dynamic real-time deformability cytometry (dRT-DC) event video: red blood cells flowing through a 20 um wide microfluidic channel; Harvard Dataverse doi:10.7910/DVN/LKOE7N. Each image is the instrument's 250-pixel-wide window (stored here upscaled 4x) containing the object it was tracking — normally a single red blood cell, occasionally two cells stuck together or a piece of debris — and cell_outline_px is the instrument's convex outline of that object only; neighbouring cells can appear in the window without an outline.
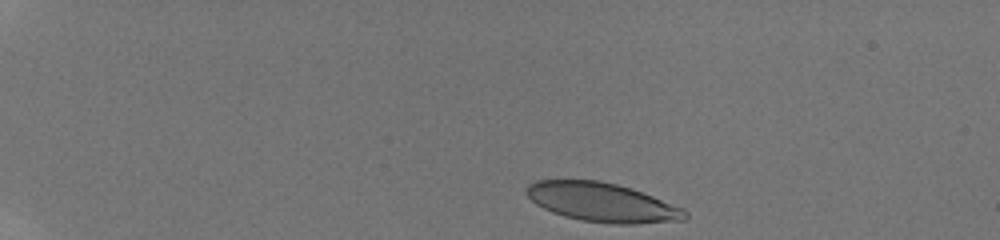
{"species": "human", "species_latin": "Homo sapiens", "temperature_condition": "room temperature", "stored_images_in_passage": 34, "camera_frame_rate_fps": 3000, "um_per_image_px": 0.085, "donor": {"sex": "male"}, "frame": {"image": 1, "passage_image": 1, "time_ms": 0.0, "image_size_px": [1000, 240], "cell_outline_px": [[688, 216], [684, 220], [636, 224], [616, 224], [580, 220], [564, 216], [552, 212], [536, 204], [524, 192], [524, 188], [528, 184], [536, 180], [600, 180], [632, 188], [684, 208], [688, 212]], "centroid_in_image_um": [51.18, 17.19], "position_along_channel_um": 33.8, "area_um2": 36.24}}
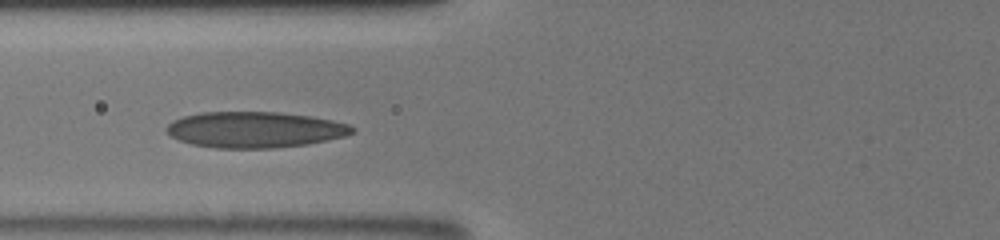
{"frame": {"image": 2, "passage_image": 17, "time_ms": 4.333, "image_size_px": [1000, 240], "cell_outline_px": [[356, 132], [344, 136], [308, 144], [276, 148], [216, 148], [192, 144], [180, 140], [172, 136], [168, 132], [168, 124], [172, 120], [184, 116], [200, 112], [280, 112], [312, 116], [332, 120], [348, 124], [356, 128]], "centroid_in_image_um": [21.7, 11.02], "position_along_channel_um": 104.1, "area_um2": 38.96}}
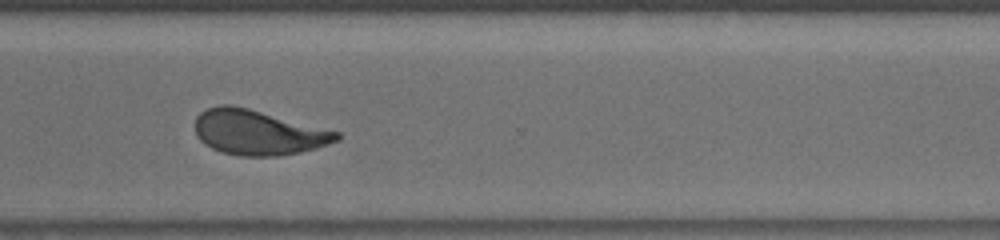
{"frame": {"image": 3, "passage_image": 33, "time_ms": 10.333, "image_size_px": [1000, 240], "cell_outline_px": [[340, 140], [316, 148], [300, 152], [276, 156], [240, 156], [224, 152], [212, 148], [204, 144], [196, 136], [196, 116], [200, 112], [208, 108], [220, 104], [232, 104], [248, 108], [340, 132]], "centroid_in_image_um": [21.93, 11.25], "position_along_channel_um": 348.7, "area_um2": 37.05}}